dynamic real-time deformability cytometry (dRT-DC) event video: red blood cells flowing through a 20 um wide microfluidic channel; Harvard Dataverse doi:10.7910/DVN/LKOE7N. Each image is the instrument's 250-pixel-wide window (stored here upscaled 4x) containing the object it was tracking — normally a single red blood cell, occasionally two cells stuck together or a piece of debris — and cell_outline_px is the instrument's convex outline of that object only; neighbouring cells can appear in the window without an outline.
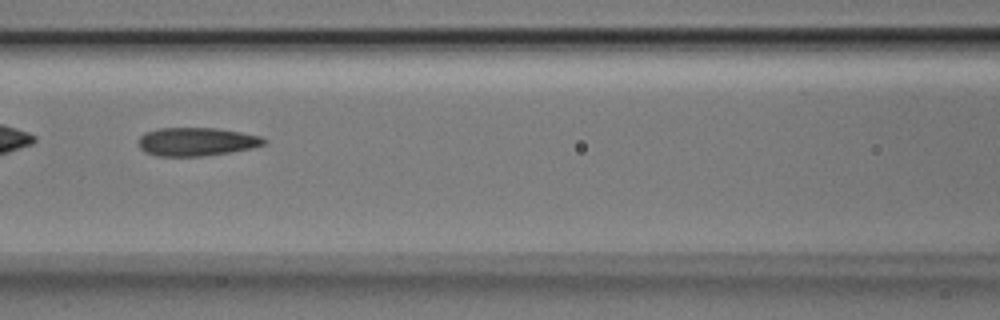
{"species": "Egyptian fruit bat (a non-hibernating species)", "species_latin": "Rousettus aegyptiacus", "temperature_condition": "room temperature", "stored_images_in_passage": 5, "camera_frame_rate_fps": 3000, "um_per_image_px": 0.085, "animal": {"sex": "male"}, "frame": {"image": 1, "passage_image": 5, "time_ms": 1.333, "image_size_px": [1000, 320], "cell_outline_px": [[268, 140], [264, 144], [252, 148], [204, 156], [156, 156], [144, 152], [140, 148], [140, 136], [144, 132], [160, 128], [216, 128], [240, 132], [260, 136]], "centroid_in_image_um": [16.69, 12.04], "position_along_channel_um": 149.9, "area_um2": 20.69}}